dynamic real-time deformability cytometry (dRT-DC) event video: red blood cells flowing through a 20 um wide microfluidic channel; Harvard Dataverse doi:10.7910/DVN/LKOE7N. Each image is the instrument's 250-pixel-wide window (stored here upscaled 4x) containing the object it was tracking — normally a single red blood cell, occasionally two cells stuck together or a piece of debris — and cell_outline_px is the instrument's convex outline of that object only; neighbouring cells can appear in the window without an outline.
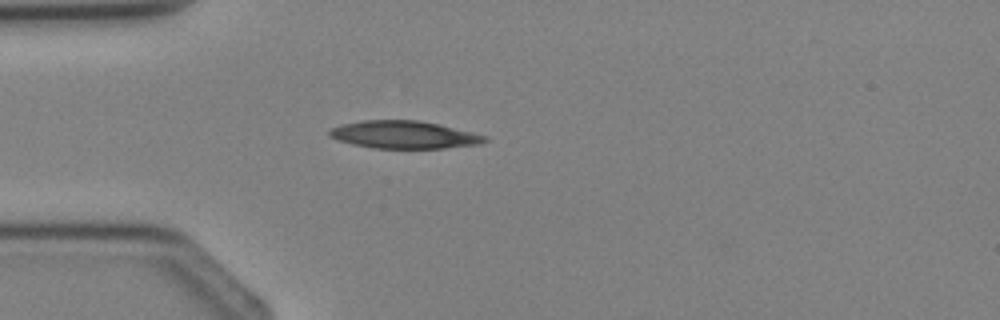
{"species": "Egyptian fruit bat (a non-hibernating species)", "species_latin": "Rousettus aegyptiacus", "temperature_condition": "cold", "stored_images_in_passage": 2, "camera_frame_rate_fps": 3000, "um_per_image_px": 0.085, "animal": {"sex": "female"}, "frame": {"image": 1, "passage_image": 2, "time_ms": 1.333, "image_size_px": [1000, 320], "cell_outline_px": [[488, 140], [480, 144], [444, 148], [372, 148], [352, 144], [328, 136], [328, 128], [344, 124], [364, 120], [420, 120], [440, 124], [488, 136]], "centroid_in_image_um": [34.35, 11.45], "position_along_channel_um": 50.7, "area_um2": 25.09}}